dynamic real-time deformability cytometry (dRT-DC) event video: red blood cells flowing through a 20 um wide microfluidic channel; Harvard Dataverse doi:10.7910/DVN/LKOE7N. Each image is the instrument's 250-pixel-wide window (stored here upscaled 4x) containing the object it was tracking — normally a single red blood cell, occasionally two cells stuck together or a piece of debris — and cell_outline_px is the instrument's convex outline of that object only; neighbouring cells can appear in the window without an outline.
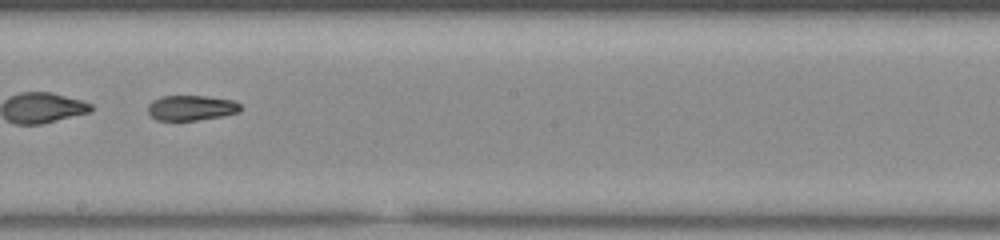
{"species": "common noctule bat (a hibernating species)", "species_latin": "Nyctalus noctula", "temperature_condition": "room temperature", "stored_images_in_passage": 53, "segment_of_instrument_passage": [2, 2], "camera_frame_rate_fps": 3000, "um_per_image_px": 0.085, "animal": {"sex": "male", "body_mass_g": 20.0, "forearm_length_mm": 53.3}, "frame": {"image": 1, "passage_image": 31, "time_ms": 10.0, "image_size_px": [1000, 240], "cell_outline_px": [[240, 112], [220, 116], [196, 120], [156, 120], [148, 112], [148, 104], [152, 100], [160, 96], [204, 96], [232, 100], [240, 104]], "centroid_in_image_um": [16.22, 9.16], "position_along_channel_um": 232.0, "area_um2": 13.47}}